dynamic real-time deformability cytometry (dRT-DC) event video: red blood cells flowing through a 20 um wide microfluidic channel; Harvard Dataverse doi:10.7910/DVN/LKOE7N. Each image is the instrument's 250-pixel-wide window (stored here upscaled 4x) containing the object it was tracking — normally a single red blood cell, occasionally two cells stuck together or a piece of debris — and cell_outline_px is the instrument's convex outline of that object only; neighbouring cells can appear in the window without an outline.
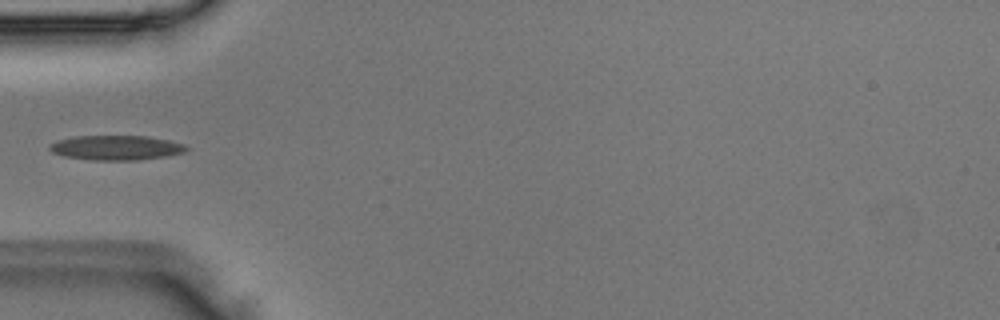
{"species": "Egyptian fruit bat (a non-hibernating species)", "species_latin": "Rousettus aegyptiacus", "temperature_condition": "room temperature", "stored_images_in_passage": 4, "camera_frame_rate_fps": 3000, "um_per_image_px": 0.085, "animal": {"sex": "male"}, "frame": {"image": 1, "passage_image": 3, "time_ms": 0.667, "image_size_px": [1000, 320], "cell_outline_px": [[188, 148], [184, 152], [168, 156], [140, 160], [92, 160], [64, 156], [52, 152], [48, 148], [48, 144], [56, 140], [72, 136], [148, 136], [168, 140], [184, 144]], "centroid_in_image_um": [9.84, 12.55], "position_along_channel_um": 75.2, "area_um2": 19.83}}
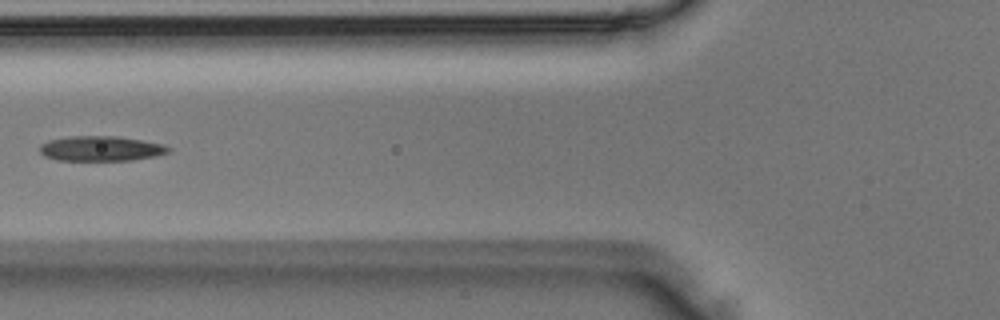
{"frame": {"image": 2, "passage_image": 4, "time_ms": 1.0, "image_size_px": [1000, 320], "cell_outline_px": [[172, 148], [168, 152], [156, 156], [132, 160], [56, 160], [44, 156], [40, 152], [40, 144], [48, 140], [72, 136], [120, 136], [164, 144]], "centroid_in_image_um": [8.59, 12.62], "position_along_channel_um": 117.2, "area_um2": 18.84}}